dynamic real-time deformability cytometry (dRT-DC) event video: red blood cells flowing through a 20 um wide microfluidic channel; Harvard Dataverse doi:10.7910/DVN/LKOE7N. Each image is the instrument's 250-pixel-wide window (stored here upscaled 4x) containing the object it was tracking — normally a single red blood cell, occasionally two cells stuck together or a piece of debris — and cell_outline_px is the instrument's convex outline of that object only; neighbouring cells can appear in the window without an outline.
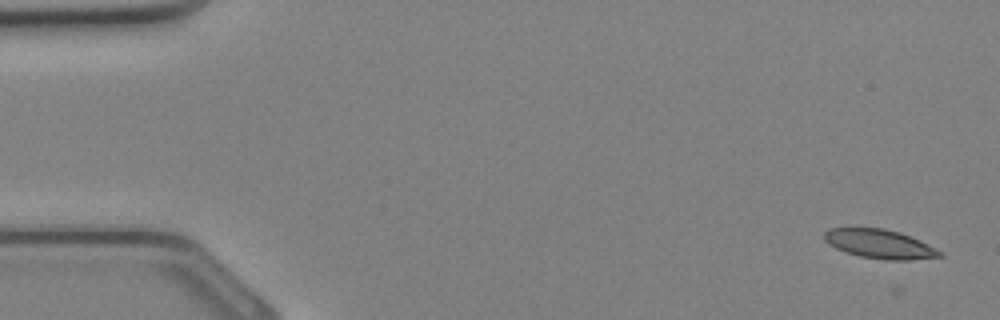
{"species": "Egyptian fruit bat (a non-hibernating species)", "species_latin": "Rousettus aegyptiacus", "temperature_condition": "cold", "stored_images_in_passage": 6, "camera_frame_rate_fps": 3000, "um_per_image_px": 0.085, "animal": {"sex": "female"}, "frame": {"image": 1, "passage_image": 1, "time_ms": 0.0, "image_size_px": [1000, 320], "cell_outline_px": [[944, 256], [908, 260], [884, 260], [860, 256], [836, 248], [828, 244], [824, 240], [824, 232], [828, 228], [884, 228], [900, 232], [920, 240], [944, 252]], "centroid_in_image_um": [74.8, 20.73], "position_along_channel_um": 10.2, "area_um2": 19.59}}